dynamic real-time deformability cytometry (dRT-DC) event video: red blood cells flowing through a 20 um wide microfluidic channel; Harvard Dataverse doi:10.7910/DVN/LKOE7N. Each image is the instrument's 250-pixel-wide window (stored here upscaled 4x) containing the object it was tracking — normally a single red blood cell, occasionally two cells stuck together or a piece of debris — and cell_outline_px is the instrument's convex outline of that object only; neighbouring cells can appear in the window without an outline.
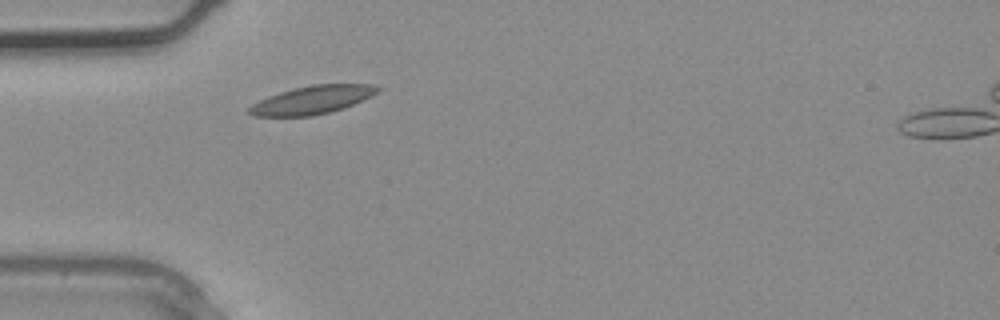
{"species": "common noctule bat (a hibernating species)", "species_latin": "Nyctalus noctula", "temperature_condition": "warm", "stored_images_in_passage": 1, "camera_frame_rate_fps": 3000, "um_per_image_px": 0.085, "animal": {"sex": "male", "body_mass_g": 20.4}, "frame": {"image": 1, "passage_image": 1, "time_ms": 0.0, "image_size_px": [1000, 320], "cell_outline_px": [[384, 88], [372, 96], [352, 104], [328, 112], [312, 116], [252, 116], [248, 112], [248, 108], [252, 104], [268, 96], [292, 88], [312, 84], [372, 84]], "centroid_in_image_um": [26.54, 8.48], "position_along_channel_um": 58.5, "area_um2": 21.04}}